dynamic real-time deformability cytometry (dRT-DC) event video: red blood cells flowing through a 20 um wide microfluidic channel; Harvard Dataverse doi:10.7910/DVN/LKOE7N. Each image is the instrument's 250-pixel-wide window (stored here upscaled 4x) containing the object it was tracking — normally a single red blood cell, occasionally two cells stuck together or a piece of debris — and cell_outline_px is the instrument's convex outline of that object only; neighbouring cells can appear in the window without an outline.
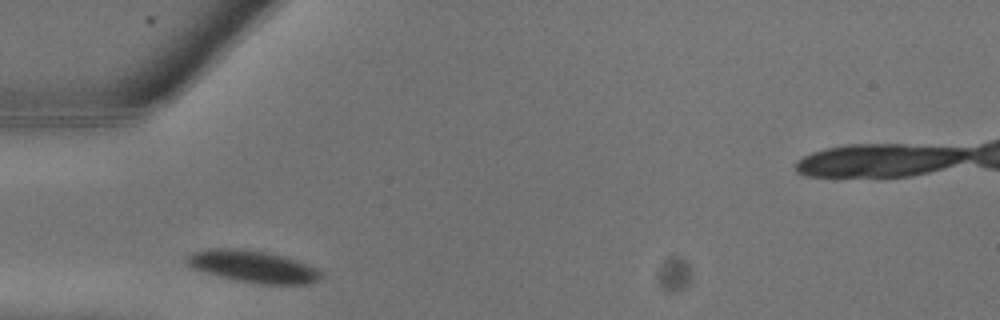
{"species": "common noctule bat (a hibernating species)", "species_latin": "Nyctalus noctula", "temperature_condition": "warm", "stored_images_in_passage": 4, "camera_frame_rate_fps": 3000, "um_per_image_px": 0.085, "animal": {"sex": "male", "body_mass_g": 13.3}, "frame": {"image": 1, "passage_image": 1, "time_ms": 0.0, "image_size_px": [1000, 320], "cell_outline_px": [[324, 276], [316, 280], [304, 284], [260, 284], [232, 280], [204, 272], [192, 268], [188, 264], [188, 256], [192, 252], [212, 248], [232, 248], [268, 252], [284, 256], [296, 260], [316, 268]], "centroid_in_image_um": [21.49, 22.66], "position_along_channel_um": 63.5, "area_um2": 24.85}}
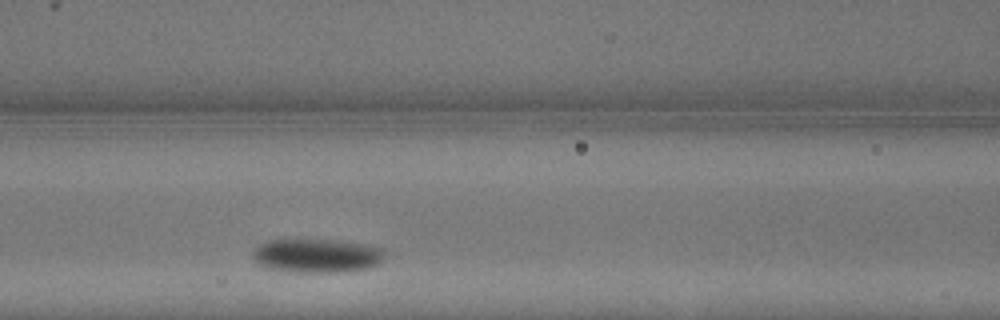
{"frame": {"image": 2, "passage_image": 4, "time_ms": 1.0, "image_size_px": [1000, 320], "cell_outline_px": [[384, 256], [376, 264], [368, 268], [348, 272], [308, 272], [264, 268], [256, 264], [252, 256], [252, 252], [260, 244], [268, 240], [328, 240], [360, 244], [380, 248], [384, 252]], "centroid_in_image_um": [26.86, 21.75], "position_along_channel_um": 139.7, "area_um2": 25.66}}